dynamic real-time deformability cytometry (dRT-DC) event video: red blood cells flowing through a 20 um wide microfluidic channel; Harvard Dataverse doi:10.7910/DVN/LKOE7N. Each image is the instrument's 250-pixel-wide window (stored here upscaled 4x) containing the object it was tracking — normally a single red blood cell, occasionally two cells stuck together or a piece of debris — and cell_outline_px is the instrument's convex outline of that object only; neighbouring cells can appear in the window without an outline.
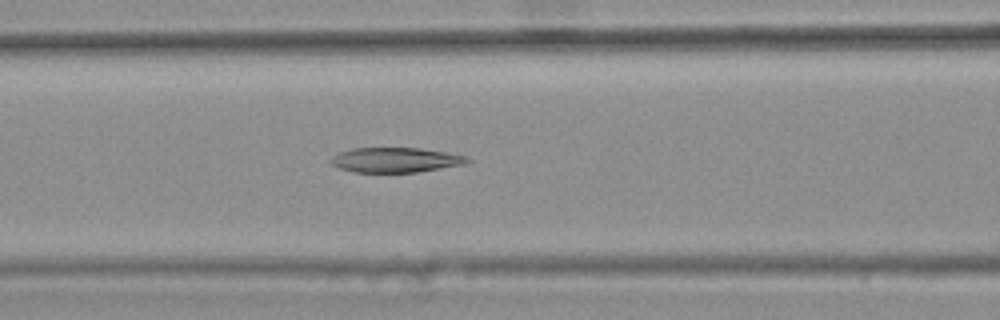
{"species": "common noctule bat (a hibernating species)", "species_latin": "Nyctalus noctula", "temperature_condition": "warm", "stored_images_in_passage": 47, "camera_frame_rate_fps": 3000, "um_per_image_px": 0.085, "animal": {"sex": "female", "body_mass_g": 25.1}, "frame": {"image": 1, "passage_image": 22, "time_ms": 7.0, "image_size_px": [1000, 320], "cell_outline_px": [[472, 160], [464, 164], [416, 172], [356, 172], [340, 168], [332, 164], [328, 160], [332, 156], [340, 152], [352, 148], [420, 148], [468, 156]], "centroid_in_image_um": [33.61, 13.59], "position_along_channel_um": 133.0, "area_um2": 19.65}}
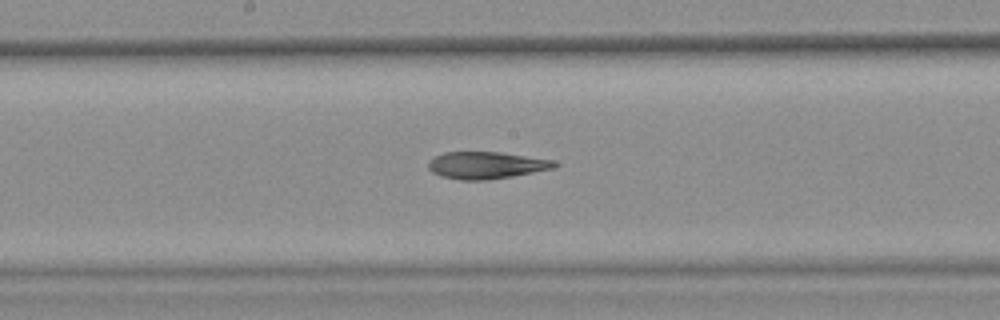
{"frame": {"image": 2, "passage_image": 28, "time_ms": 9.0, "image_size_px": [1000, 320], "cell_outline_px": [[560, 164], [552, 168], [512, 176], [488, 180], [460, 180], [440, 176], [432, 172], [428, 168], [428, 160], [444, 152], [500, 152], [556, 160]], "centroid_in_image_um": [41.32, 14.04], "position_along_channel_um": 206.9, "area_um2": 19.94}}
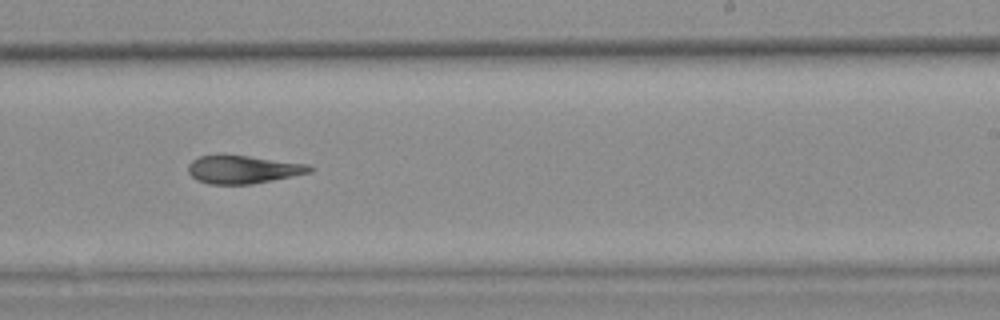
{"frame": {"image": 3, "passage_image": 33, "time_ms": 10.667, "image_size_px": [1000, 320], "cell_outline_px": [[316, 168], [312, 172], [252, 184], [208, 184], [196, 180], [188, 172], [188, 164], [192, 160], [200, 156], [248, 156], [308, 164]], "centroid_in_image_um": [20.68, 14.42], "position_along_channel_um": 268.3, "area_um2": 19.65}}